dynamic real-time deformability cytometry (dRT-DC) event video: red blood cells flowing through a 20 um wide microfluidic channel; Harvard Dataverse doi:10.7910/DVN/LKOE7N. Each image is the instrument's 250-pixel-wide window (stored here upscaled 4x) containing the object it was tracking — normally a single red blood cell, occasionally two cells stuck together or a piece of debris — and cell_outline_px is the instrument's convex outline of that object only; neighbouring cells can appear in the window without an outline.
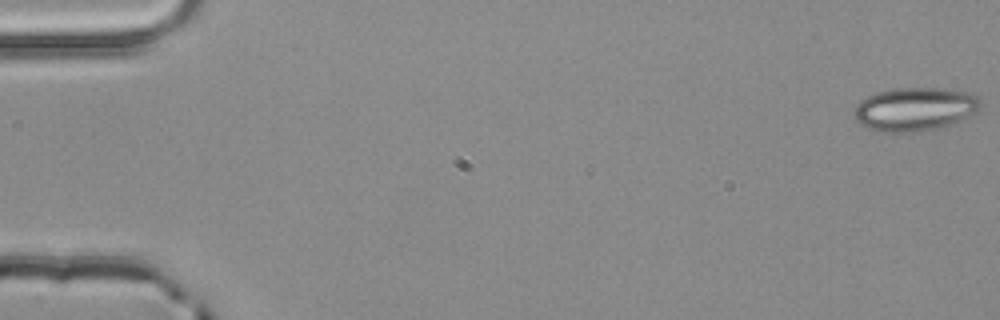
{"species": "common noctule bat (a hibernating species)", "species_latin": "Nyctalus noctula", "temperature_condition": "room temperature", "stored_images_in_passage": 4, "camera_frame_rate_fps": 3000, "um_per_image_px": 0.085, "animal": {"sex": "male", "body_mass_g": 20.4}, "frame": {"image": 1, "passage_image": 1, "time_ms": 0.0, "image_size_px": [1000, 320], "cell_outline_px": [[984, 104], [976, 112], [960, 120], [940, 128], [920, 132], [884, 132], [868, 128], [860, 124], [856, 120], [856, 104], [860, 100], [876, 92], [892, 88], [940, 88], [972, 92], [980, 96]], "centroid_in_image_um": [77.83, 9.26], "position_along_channel_um": 7.2, "area_um2": 32.43}}